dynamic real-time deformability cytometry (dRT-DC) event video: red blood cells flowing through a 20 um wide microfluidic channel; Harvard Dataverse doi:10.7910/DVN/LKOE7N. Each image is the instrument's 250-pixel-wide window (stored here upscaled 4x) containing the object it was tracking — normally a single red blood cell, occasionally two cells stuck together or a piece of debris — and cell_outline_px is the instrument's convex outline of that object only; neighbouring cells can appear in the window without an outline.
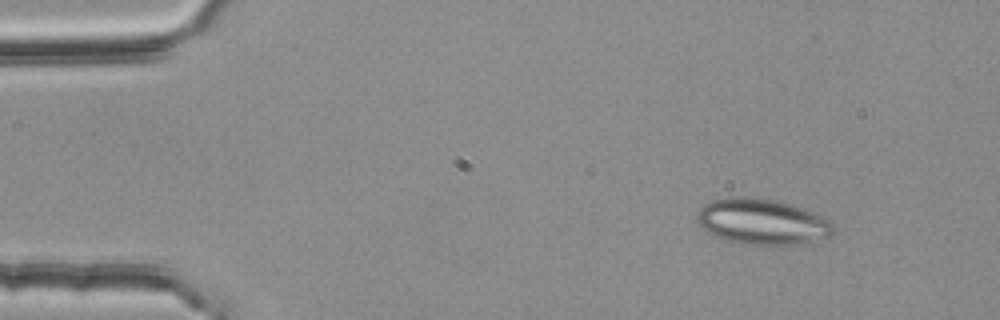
{"species": "common noctule bat (a hibernating species)", "species_latin": "Nyctalus noctula", "temperature_condition": "room temperature", "stored_images_in_passage": 3, "camera_frame_rate_fps": 3000, "um_per_image_px": 0.085, "animal": {"sex": "female", "body_mass_g": 25.1}, "frame": {"image": 1, "passage_image": 1, "time_ms": 0.0, "image_size_px": [1000, 320], "cell_outline_px": [[836, 232], [832, 236], [804, 244], [744, 244], [724, 240], [704, 232], [696, 220], [696, 216], [700, 208], [704, 204], [712, 200], [736, 196], [744, 196], [776, 200], [792, 204], [804, 208], [836, 224]], "centroid_in_image_um": [64.79, 18.85], "position_along_channel_um": 20.2, "area_um2": 36.88}}